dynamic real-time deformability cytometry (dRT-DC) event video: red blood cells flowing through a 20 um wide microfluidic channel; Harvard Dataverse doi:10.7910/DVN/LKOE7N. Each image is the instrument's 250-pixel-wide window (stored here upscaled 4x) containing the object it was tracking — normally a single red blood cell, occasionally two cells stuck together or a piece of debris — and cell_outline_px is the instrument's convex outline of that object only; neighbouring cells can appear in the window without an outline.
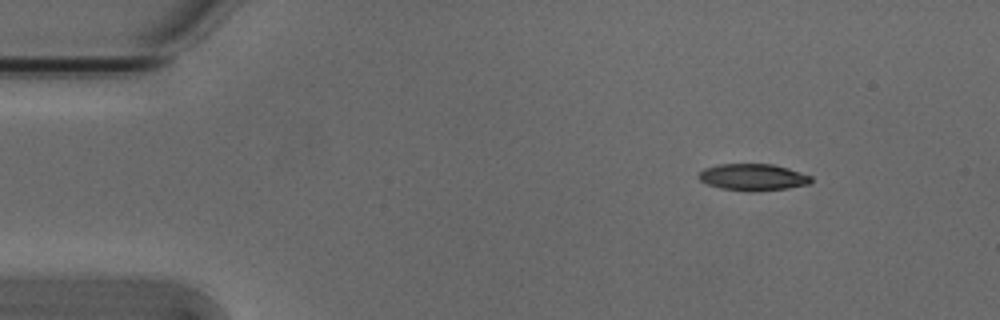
{"species": "Egyptian fruit bat (a non-hibernating species)", "species_latin": "Rousettus aegyptiacus", "temperature_condition": "cold", "stored_images_in_passage": 48, "camera_frame_rate_fps": 3000, "um_per_image_px": 0.085, "animal": {"sex": "male"}, "frame": {"image": 1, "passage_image": 1, "time_ms": 0.0, "image_size_px": [1000, 320], "cell_outline_px": [[812, 180], [808, 184], [788, 188], [760, 192], [748, 192], [720, 188], [704, 184], [696, 176], [704, 168], [720, 164], [772, 164], [788, 168], [812, 176]], "centroid_in_image_um": [63.97, 15.08], "position_along_channel_um": 21.0, "area_um2": 17.8}}
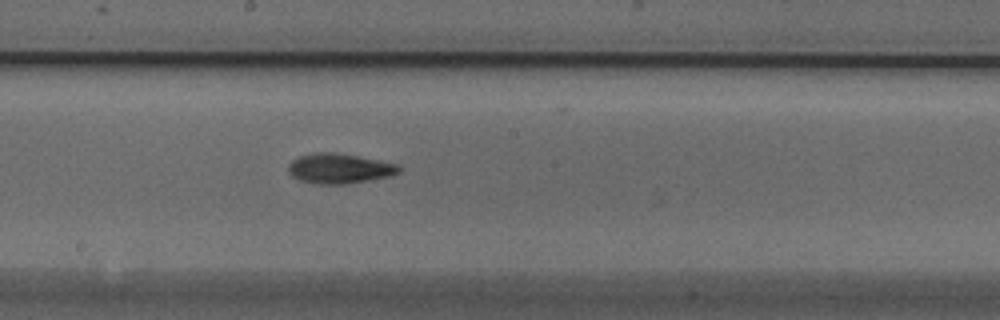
{"frame": {"image": 2, "passage_image": 23, "time_ms": 7.333, "image_size_px": [1000, 320], "cell_outline_px": [[400, 172], [392, 176], [344, 184], [320, 184], [300, 180], [292, 176], [288, 172], [288, 164], [292, 160], [300, 156], [316, 152], [336, 152], [396, 164], [400, 168]], "centroid_in_image_um": [28.82, 14.32], "position_along_channel_um": 219.4, "area_um2": 19.13}}
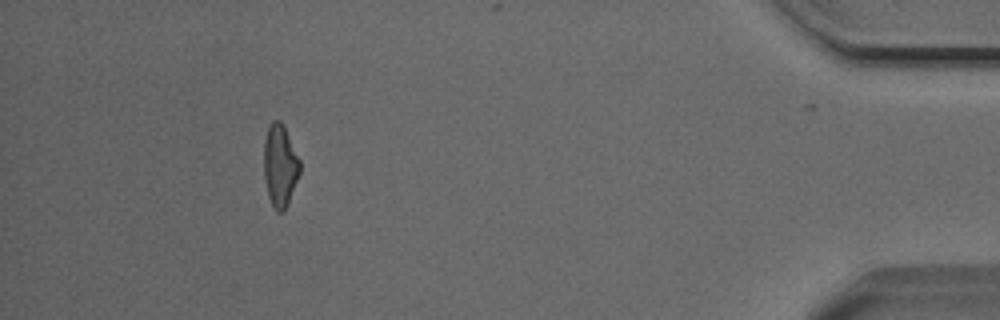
{"frame": {"image": 3, "passage_image": 43, "time_ms": 14.0, "image_size_px": [1000, 320], "cell_outline_px": [[300, 172], [288, 204], [284, 212], [276, 212], [268, 196], [264, 176], [264, 140], [268, 128], [272, 120], [280, 120], [300, 160]], "centroid_in_image_um": [23.79, 14.11], "position_along_channel_um": 411.4, "area_um2": 17.11}, "authors_computed_cell_mechanics": {"area_um2": 17.7735, "velocity_mm_per_s": 3.8397, "shape_relaxation_time_tau1_ms": 5.1091, "shape_relaxation_time_tau2_ms": 4.8322, "deformation_change_tau1": 0.1666, "deformation_change_tau2": 0.1241}}